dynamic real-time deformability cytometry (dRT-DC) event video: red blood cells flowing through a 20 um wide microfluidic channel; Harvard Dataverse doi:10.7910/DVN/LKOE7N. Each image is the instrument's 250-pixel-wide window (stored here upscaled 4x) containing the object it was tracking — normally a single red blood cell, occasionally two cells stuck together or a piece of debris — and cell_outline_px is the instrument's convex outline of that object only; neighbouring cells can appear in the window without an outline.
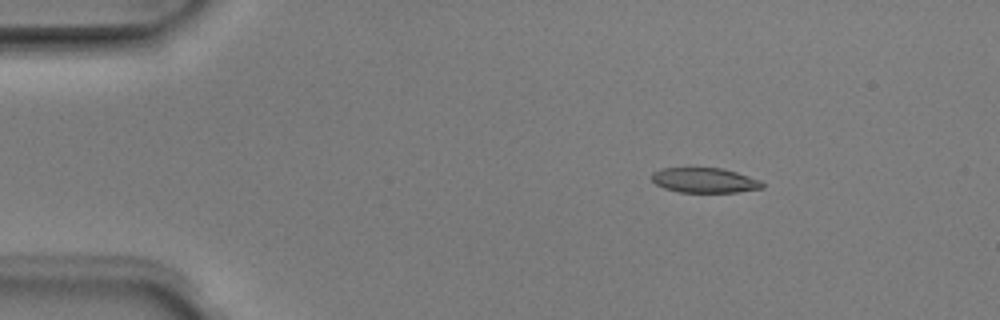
{"species": "Egyptian fruit bat (a non-hibernating species)", "species_latin": "Rousettus aegyptiacus", "temperature_condition": "room temperature", "stored_images_in_passage": 3, "camera_frame_rate_fps": 3000, "um_per_image_px": 0.085, "animal": {"sex": "male"}, "frame": {"image": 1, "passage_image": 2, "time_ms": 0.333, "image_size_px": [1000, 320], "cell_outline_px": [[764, 188], [736, 192], [680, 192], [664, 188], [656, 184], [652, 180], [652, 172], [664, 168], [720, 168], [736, 172], [760, 180], [764, 184]], "centroid_in_image_um": [59.89, 15.33], "position_along_channel_um": 25.1, "area_um2": 15.95}}